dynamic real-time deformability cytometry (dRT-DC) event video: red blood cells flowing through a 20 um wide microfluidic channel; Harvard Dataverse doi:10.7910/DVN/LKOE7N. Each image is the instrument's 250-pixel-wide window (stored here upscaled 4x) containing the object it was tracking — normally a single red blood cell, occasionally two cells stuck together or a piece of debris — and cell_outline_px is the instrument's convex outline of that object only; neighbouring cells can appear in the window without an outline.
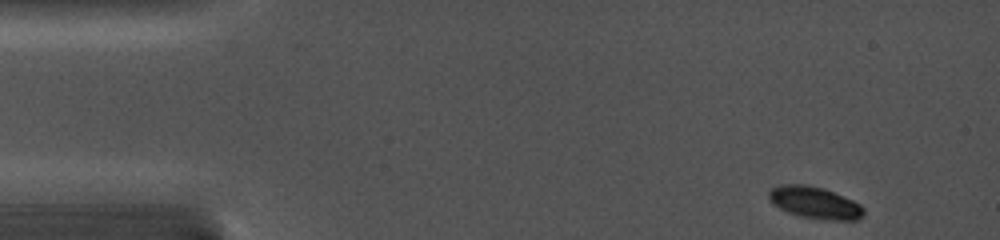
{"species": "common noctule bat (a hibernating species)", "species_latin": "Nyctalus noctula", "temperature_condition": "cold", "stored_images_in_passage": 56, "camera_frame_rate_fps": 5000, "um_per_image_px": 0.085, "animal": {"sex": "female", "body_mass_g": 19.0, "forearm_length_mm": 56.7}, "frame": {"image": 1, "passage_image": 1, "time_ms": 0.0, "image_size_px": [1000, 240], "cell_outline_px": [[864, 216], [856, 220], [824, 220], [800, 216], [788, 212], [772, 204], [768, 196], [768, 192], [772, 188], [780, 184], [804, 184], [824, 188], [852, 200], [860, 204], [864, 208]], "centroid_in_image_um": [69.26, 17.23], "position_along_channel_um": 15.7, "area_um2": 17.74}}
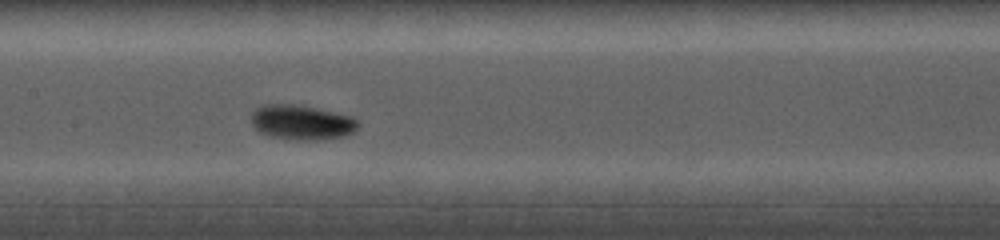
{"frame": {"image": 2, "passage_image": 20, "time_ms": 6.8, "image_size_px": [1000, 240], "cell_outline_px": [[360, 124], [352, 132], [344, 136], [316, 140], [296, 140], [272, 136], [260, 132], [252, 124], [252, 112], [260, 104], [292, 104], [316, 108], [352, 116]], "centroid_in_image_um": [25.63, 10.39], "position_along_channel_um": 181.8, "area_um2": 21.5}}
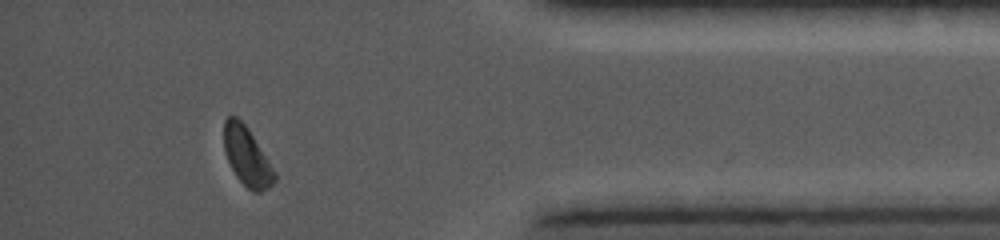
{"frame": {"image": 3, "passage_image": 48, "time_ms": 13.2, "image_size_px": [1000, 240], "cell_outline_px": [[276, 180], [268, 188], [260, 192], [252, 192], [236, 176], [224, 152], [224, 120], [228, 116], [236, 116], [248, 128], [268, 160], [276, 176]], "centroid_in_image_um": [20.97, 13.29], "position_along_channel_um": 414.2, "area_um2": 16.99}}